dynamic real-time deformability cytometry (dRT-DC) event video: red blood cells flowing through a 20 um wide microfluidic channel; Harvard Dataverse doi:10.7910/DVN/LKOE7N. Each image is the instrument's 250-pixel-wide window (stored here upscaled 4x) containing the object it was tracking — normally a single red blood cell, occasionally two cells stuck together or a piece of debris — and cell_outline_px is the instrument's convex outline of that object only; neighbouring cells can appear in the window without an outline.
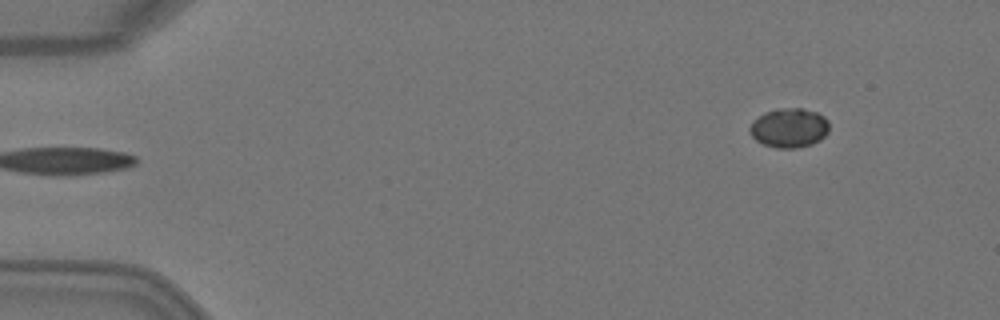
{"species": "Egyptian fruit bat (a non-hibernating species)", "species_latin": "Rousettus aegyptiacus", "temperature_condition": "warm", "stored_images_in_passage": 5, "segment_of_instrument_passage": [2, 2], "camera_frame_rate_fps": 3000, "um_per_image_px": 0.085, "animal": {"sex": "female"}, "frame": {"image": 1, "passage_image": 5, "time_ms": 1.333, "image_size_px": [1000, 320], "cell_outline_px": [[828, 132], [820, 140], [812, 144], [796, 148], [776, 148], [764, 144], [756, 140], [752, 136], [748, 128], [752, 120], [764, 112], [776, 108], [804, 108], [816, 112], [824, 116], [828, 120]], "centroid_in_image_um": [67.06, 10.85], "position_along_channel_um": 17.9, "area_um2": 18.44}}